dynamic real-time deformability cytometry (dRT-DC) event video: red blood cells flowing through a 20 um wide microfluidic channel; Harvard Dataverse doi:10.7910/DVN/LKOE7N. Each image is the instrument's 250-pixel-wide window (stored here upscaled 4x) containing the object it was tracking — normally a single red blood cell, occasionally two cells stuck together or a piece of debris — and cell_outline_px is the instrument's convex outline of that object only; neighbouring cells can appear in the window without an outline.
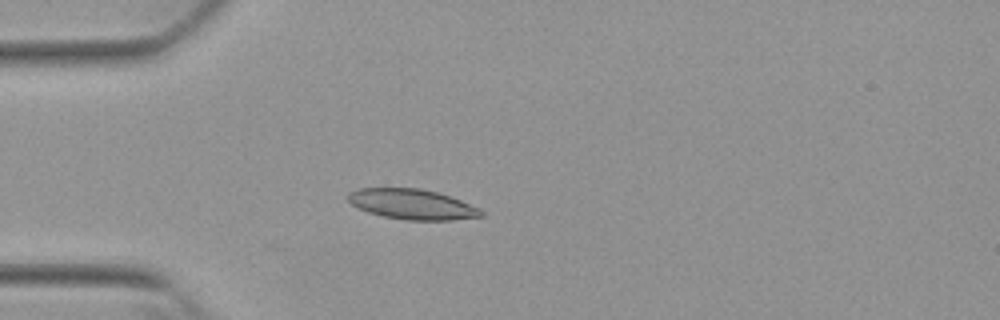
{"species": "Egyptian fruit bat (a non-hibernating species)", "species_latin": "Rousettus aegyptiacus", "temperature_condition": "warm", "stored_images_in_passage": 11, "camera_frame_rate_fps": 3000, "um_per_image_px": 0.085, "animal": {"sex": "female"}, "frame": {"image": 1, "passage_image": 11, "time_ms": 3.333, "image_size_px": [1000, 320], "cell_outline_px": [[484, 216], [452, 220], [404, 220], [384, 216], [368, 212], [352, 204], [348, 200], [348, 192], [360, 188], [420, 188], [436, 192], [460, 200], [480, 208], [484, 212]], "centroid_in_image_um": [35.05, 17.36], "position_along_channel_um": 50.0, "area_um2": 23.35}}